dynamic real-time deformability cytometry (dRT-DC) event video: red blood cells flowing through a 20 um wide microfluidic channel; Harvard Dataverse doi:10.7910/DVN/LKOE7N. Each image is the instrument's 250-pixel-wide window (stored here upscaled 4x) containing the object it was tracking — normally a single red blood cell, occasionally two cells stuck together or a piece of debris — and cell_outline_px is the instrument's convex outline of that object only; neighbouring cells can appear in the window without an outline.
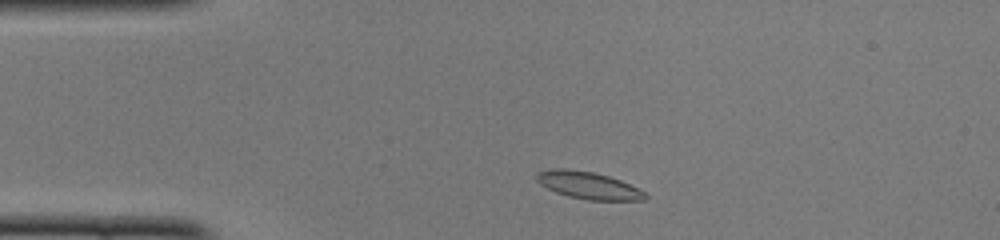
{"species": "common noctule bat (a hibernating species)", "species_latin": "Nyctalus noctula", "temperature_condition": "cold", "stored_images_in_passage": 43, "camera_frame_rate_fps": 3000, "um_per_image_px": 0.085, "animal": {"sex": "female", "body_mass_g": 22.0, "forearm_length_mm": 56.7}, "frame": {"image": 1, "passage_image": 3, "time_ms": 0.667, "image_size_px": [1000, 240], "cell_outline_px": [[648, 196], [644, 200], [588, 200], [568, 196], [556, 192], [540, 184], [536, 180], [536, 172], [552, 168], [564, 168], [592, 172], [608, 176], [620, 180], [644, 192]], "centroid_in_image_um": [49.96, 15.75], "position_along_channel_um": 35.0, "area_um2": 17.05}}
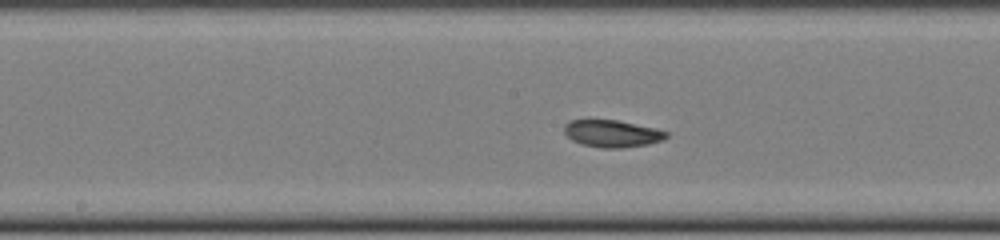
{"frame": {"image": 2, "passage_image": 18, "time_ms": 5.667, "image_size_px": [1000, 240], "cell_outline_px": [[668, 136], [664, 140], [648, 144], [620, 148], [600, 148], [580, 144], [572, 140], [564, 132], [564, 124], [568, 120], [616, 120], [656, 128], [668, 132]], "centroid_in_image_um": [52.02, 11.36], "position_along_channel_um": 196.2, "area_um2": 16.24}}
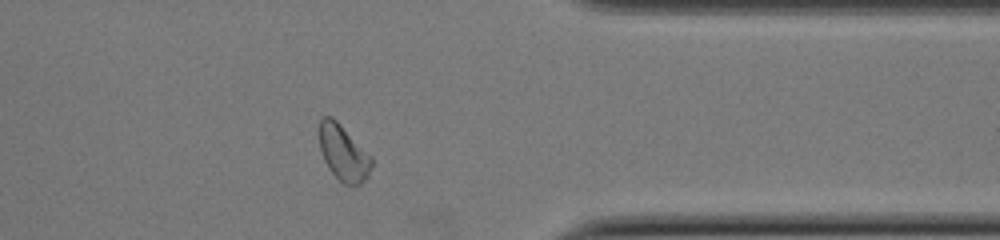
{"frame": {"image": 3, "passage_image": 33, "time_ms": 10.667, "image_size_px": [1000, 240], "cell_outline_px": [[372, 164], [368, 176], [360, 184], [344, 184], [328, 168], [324, 160], [320, 148], [320, 120], [324, 116], [332, 116], [372, 156]], "centroid_in_image_um": [29.2, 12.99], "position_along_channel_um": 382.2, "area_um2": 16.7}, "authors_computed_cell_mechanics": {"area_um2": 16.8198, "velocity_mm_per_s": 3.9494, "shape_relaxation_time_tau1_ms": 4.6926, "shape_relaxation_time_tau2_ms": 5.8331, "deformation_change_tau1": 0.144, "deformation_change_tau2": 0.0692}}